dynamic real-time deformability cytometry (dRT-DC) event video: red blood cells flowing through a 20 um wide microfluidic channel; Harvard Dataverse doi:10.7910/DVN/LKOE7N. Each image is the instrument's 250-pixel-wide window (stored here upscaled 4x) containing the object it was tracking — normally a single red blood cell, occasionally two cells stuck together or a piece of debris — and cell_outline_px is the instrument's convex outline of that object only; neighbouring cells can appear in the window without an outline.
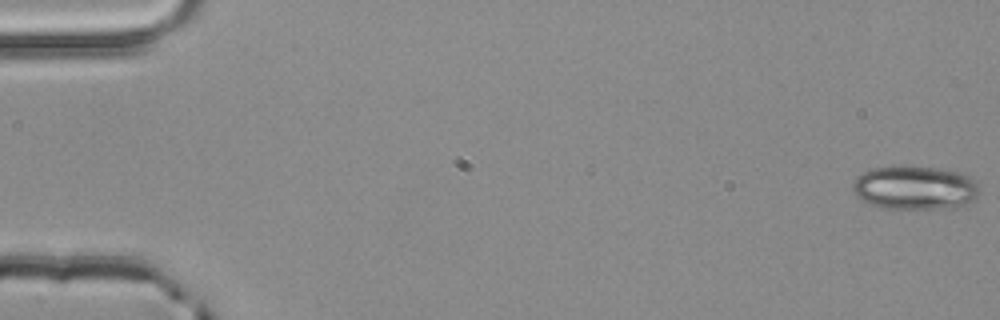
{"species": "common noctule bat (a hibernating species)", "species_latin": "Nyctalus noctula", "temperature_condition": "room temperature", "stored_images_in_passage": 5, "camera_frame_rate_fps": 3000, "um_per_image_px": 0.085, "animal": {"sex": "male", "body_mass_g": 20.4}, "frame": {"image": 1, "passage_image": 1, "time_ms": 0.0, "image_size_px": [1000, 320], "cell_outline_px": [[980, 192], [972, 200], [964, 204], [948, 208], [884, 208], [860, 200], [856, 196], [852, 188], [852, 184], [856, 176], [872, 168], [948, 168], [968, 172], [976, 180]], "centroid_in_image_um": [77.82, 15.95], "position_along_channel_um": 7.2, "area_um2": 32.19}}